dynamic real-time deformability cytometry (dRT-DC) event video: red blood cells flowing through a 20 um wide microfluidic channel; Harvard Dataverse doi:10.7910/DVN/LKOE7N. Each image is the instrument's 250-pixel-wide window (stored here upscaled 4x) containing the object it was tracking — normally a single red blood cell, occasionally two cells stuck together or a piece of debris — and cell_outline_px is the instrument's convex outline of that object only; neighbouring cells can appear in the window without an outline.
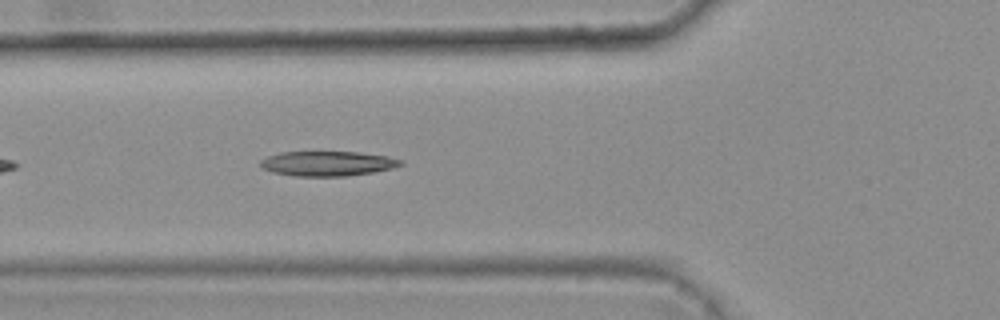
{"species": "common noctule bat (a hibernating species)", "species_latin": "Nyctalus noctula", "temperature_condition": "warm", "stored_images_in_passage": 7, "camera_frame_rate_fps": 3000, "um_per_image_px": 0.085, "animal": {"sex": "female", "body_mass_g": 25.1}, "frame": {"image": 1, "passage_image": 6, "time_ms": 1.667, "image_size_px": [1000, 320], "cell_outline_px": [[404, 164], [392, 168], [372, 172], [344, 176], [292, 176], [272, 172], [260, 168], [260, 160], [268, 156], [280, 152], [360, 152], [388, 156], [400, 160]], "centroid_in_image_um": [27.79, 13.9], "position_along_channel_um": 98.0, "area_um2": 20.29}}